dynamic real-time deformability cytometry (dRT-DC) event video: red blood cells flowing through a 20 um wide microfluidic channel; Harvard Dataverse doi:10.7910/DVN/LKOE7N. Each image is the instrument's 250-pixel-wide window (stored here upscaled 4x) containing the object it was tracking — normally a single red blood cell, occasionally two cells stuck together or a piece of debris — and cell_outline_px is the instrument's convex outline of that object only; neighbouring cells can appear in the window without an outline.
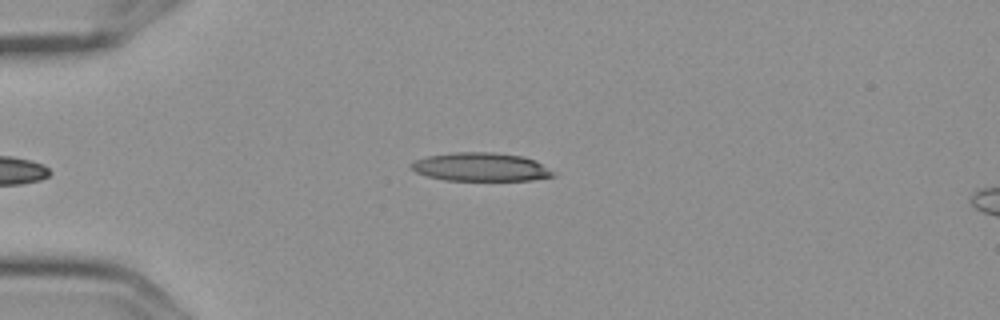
{"species": "Egyptian fruit bat (a non-hibernating species)", "species_latin": "Rousettus aegyptiacus", "temperature_condition": "cold", "stored_images_in_passage": 4, "camera_frame_rate_fps": 3000, "um_per_image_px": 0.085, "frame": {"image": 1, "passage_image": 4, "time_ms": 1.0, "image_size_px": [1000, 320], "cell_outline_px": [[556, 176], [532, 180], [444, 180], [428, 176], [416, 172], [408, 168], [408, 164], [416, 160], [428, 156], [452, 152], [492, 152], [524, 156], [536, 160], [556, 172]], "centroid_in_image_um": [40.89, 14.19], "position_along_channel_um": 44.1, "area_um2": 23.81}}